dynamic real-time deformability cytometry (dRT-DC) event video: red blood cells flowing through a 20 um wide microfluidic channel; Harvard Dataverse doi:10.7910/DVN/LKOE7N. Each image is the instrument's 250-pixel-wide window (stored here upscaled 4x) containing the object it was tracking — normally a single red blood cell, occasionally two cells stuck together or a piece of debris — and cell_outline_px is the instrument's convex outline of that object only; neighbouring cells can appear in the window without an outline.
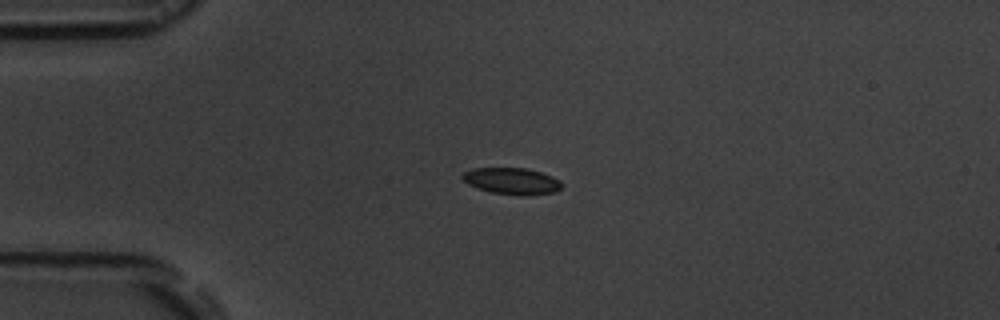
{"species": "common noctule bat (a hibernating species)", "species_latin": "Nyctalus noctula", "temperature_condition": "room temperature", "stored_images_in_passage": 7, "camera_frame_rate_fps": 3000, "um_per_image_px": 0.085, "animal": {"sex": "male", "body_mass_g": 19.5, "forearm_length_mm": 54.6}, "frame": {"image": 1, "passage_image": 5, "time_ms": 4.333, "image_size_px": [1000, 320], "cell_outline_px": [[564, 184], [556, 192], [528, 196], [524, 196], [492, 192], [476, 188], [468, 184], [460, 176], [464, 172], [472, 168], [524, 168], [540, 172], [552, 176], [560, 180]], "centroid_in_image_um": [43.52, 15.4], "position_along_channel_um": 41.5, "area_um2": 15.49}}
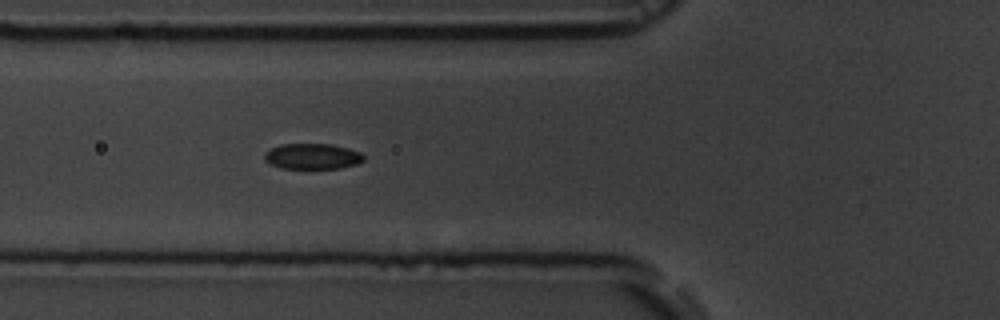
{"frame": {"image": 2, "passage_image": 7, "time_ms": 6.667, "image_size_px": [1000, 320], "cell_outline_px": [[364, 160], [356, 164], [340, 168], [280, 168], [268, 164], [264, 160], [264, 152], [280, 144], [332, 144], [348, 148], [360, 152], [364, 156]], "centroid_in_image_um": [26.52, 13.29], "position_along_channel_um": 99.3, "area_um2": 14.91}}